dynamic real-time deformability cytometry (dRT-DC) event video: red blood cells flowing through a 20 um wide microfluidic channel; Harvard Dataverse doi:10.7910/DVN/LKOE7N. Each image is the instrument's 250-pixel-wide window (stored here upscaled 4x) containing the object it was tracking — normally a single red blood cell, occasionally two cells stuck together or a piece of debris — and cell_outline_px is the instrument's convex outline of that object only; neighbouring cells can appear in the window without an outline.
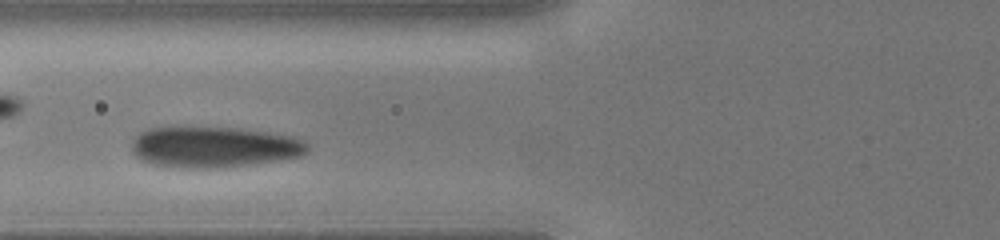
{"species": "human", "species_latin": "Homo sapiens", "temperature_condition": "cold", "stored_images_in_passage": 29, "camera_frame_rate_fps": 3000, "um_per_image_px": 0.085, "donor": {"sex": "male"}, "frame": {"image": 1, "passage_image": 5, "time_ms": 1.333, "image_size_px": [1000, 240], "cell_outline_px": [[308, 152], [300, 156], [280, 160], [256, 164], [224, 168], [172, 168], [152, 164], [140, 160], [132, 152], [132, 140], [140, 132], [148, 128], [180, 124], [240, 128], [268, 132], [292, 136], [304, 140], [308, 144]], "centroid_in_image_um": [18.13, 12.47], "position_along_channel_um": 107.7, "area_um2": 43.64}}
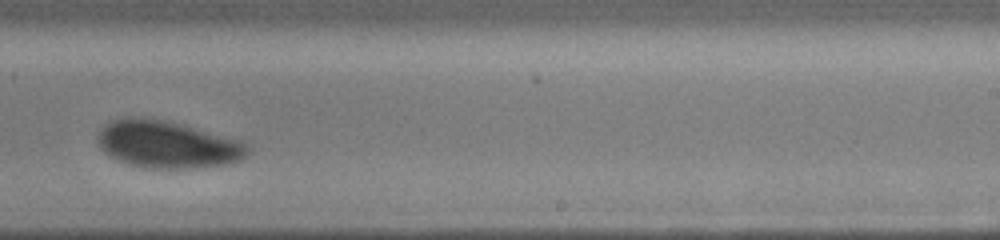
{"frame": {"image": 2, "passage_image": 16, "time_ms": 5.0, "image_size_px": [1000, 240], "cell_outline_px": [[252, 152], [240, 160], [228, 164], [192, 168], [144, 168], [128, 164], [104, 152], [100, 148], [96, 140], [96, 136], [104, 124], [112, 120], [128, 116], [132, 116], [164, 120], [244, 140], [252, 148]], "centroid_in_image_um": [14.26, 12.27], "position_along_channel_um": 274.7, "area_um2": 41.79}}
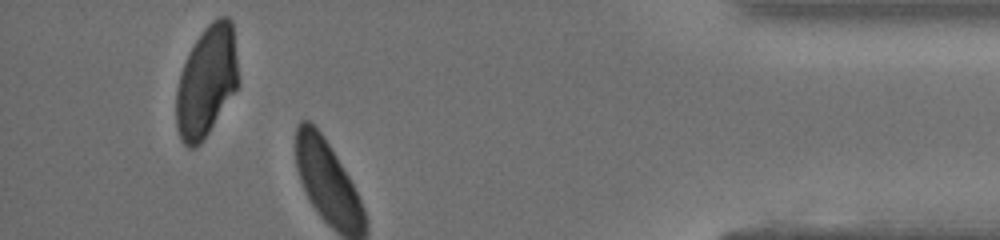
{"frame": {"image": 3, "passage_image": 27, "time_ms": 8.667, "image_size_px": [1000, 240], "cell_outline_px": [[240, 80], [236, 88], [208, 132], [200, 144], [192, 148], [188, 148], [180, 140], [176, 124], [176, 92], [180, 72], [196, 40], [204, 28], [212, 20], [220, 16], [228, 16], [232, 20]], "centroid_in_image_um": [17.56, 6.9], "position_along_channel_um": 417.6, "area_um2": 39.94}}